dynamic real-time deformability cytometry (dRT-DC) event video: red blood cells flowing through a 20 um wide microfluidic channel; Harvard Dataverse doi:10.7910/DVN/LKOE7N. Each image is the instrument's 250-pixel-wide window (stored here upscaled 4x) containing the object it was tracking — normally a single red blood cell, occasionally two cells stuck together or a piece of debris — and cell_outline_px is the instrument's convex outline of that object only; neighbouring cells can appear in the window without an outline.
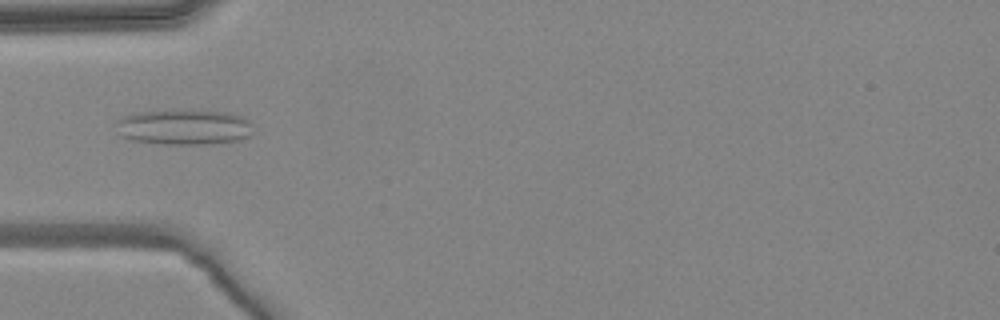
{"species": "common noctule bat (a hibernating species)", "species_latin": "Nyctalus noctula", "temperature_condition": "warm", "stored_images_in_passage": 5, "camera_frame_rate_fps": 3000, "um_per_image_px": 0.085, "animal": {"sex": "female", "body_mass_g": 24.6, "forearm_length_mm": 56.2}, "frame": {"image": 1, "passage_image": 5, "time_ms": 1.333, "image_size_px": [1000, 320], "cell_outline_px": [[252, 132], [248, 136], [240, 140], [212, 144], [164, 144], [132, 140], [120, 136], [116, 132], [112, 120], [120, 116], [136, 112], [224, 112], [244, 116], [248, 120]], "centroid_in_image_um": [15.54, 10.83], "position_along_channel_um": 69.5, "area_um2": 28.09}}